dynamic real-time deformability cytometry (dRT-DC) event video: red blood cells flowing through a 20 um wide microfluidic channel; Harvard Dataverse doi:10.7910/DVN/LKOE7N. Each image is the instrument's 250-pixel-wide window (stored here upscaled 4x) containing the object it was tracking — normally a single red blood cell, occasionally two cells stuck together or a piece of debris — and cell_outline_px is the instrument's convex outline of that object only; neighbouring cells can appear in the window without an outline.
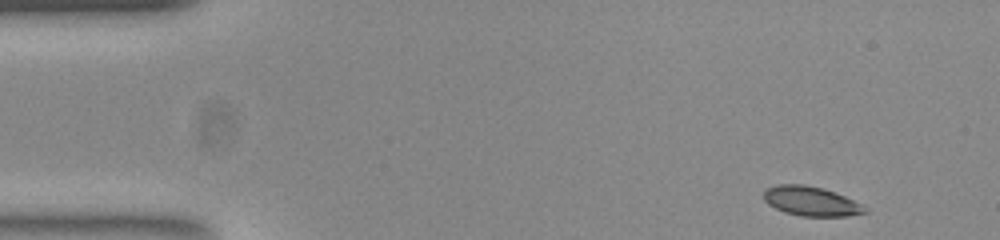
{"species": "common noctule bat (a hibernating species)", "species_latin": "Nyctalus noctula", "temperature_condition": "room temperature", "stored_images_in_passage": 49, "camera_frame_rate_fps": 3000, "um_per_image_px": 0.085, "animal": {"sex": "female", "body_mass_g": 23.0, "forearm_length_mm": 53.4}, "frame": {"image": 1, "passage_image": 1, "time_ms": 0.0, "image_size_px": [1000, 240], "cell_outline_px": [[868, 212], [848, 216], [800, 216], [784, 212], [768, 204], [764, 200], [764, 192], [768, 188], [776, 184], [804, 184], [820, 188], [844, 196], [868, 208]], "centroid_in_image_um": [68.92, 17.11], "position_along_channel_um": 16.1, "area_um2": 17.17}}
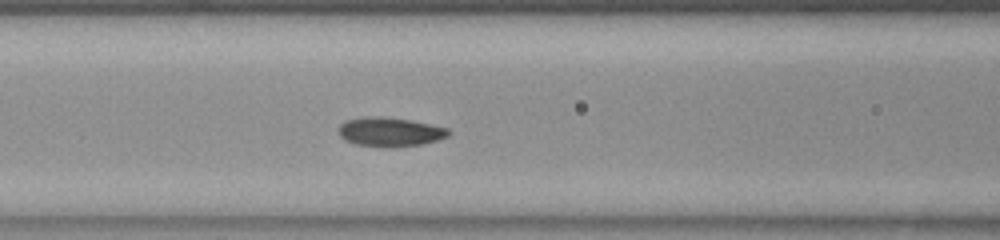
{"frame": {"image": 2, "passage_image": 18, "time_ms": 5.667, "image_size_px": [1000, 240], "cell_outline_px": [[452, 132], [448, 136], [436, 140], [420, 144], [384, 148], [380, 148], [356, 144], [344, 140], [340, 136], [340, 124], [344, 120], [364, 116], [384, 116], [412, 120], [432, 124], [448, 128]], "centroid_in_image_um": [33.13, 11.2], "position_along_channel_um": 133.5, "area_um2": 18.96}}
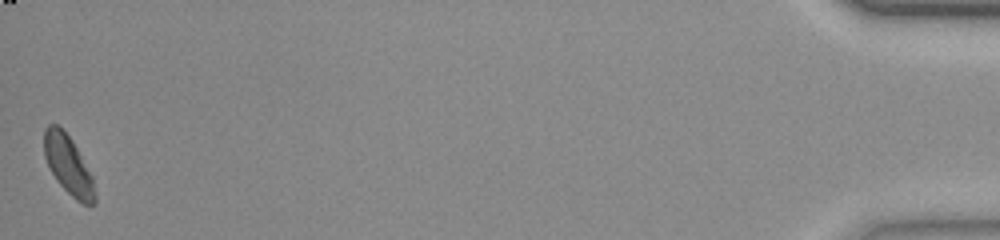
{"frame": {"image": 3, "passage_image": 49, "time_ms": 16.0, "image_size_px": [1000, 240], "cell_outline_px": [[96, 204], [84, 204], [76, 200], [56, 180], [44, 156], [44, 128], [48, 124], [56, 124], [72, 140], [92, 176], [96, 196]], "centroid_in_image_um": [5.8, 14.04], "position_along_channel_um": 429.4, "area_um2": 17.11}, "authors_computed_cell_mechanics": {"area_um2": 17.8602, "velocity_mm_per_s": 3.8417, "shape_relaxation_time_tau1_ms": 1.7235, "shape_relaxation_time_tau2_ms": null, "deformation_change_tau1": 0.0913, "deformation_change_tau2": null}}